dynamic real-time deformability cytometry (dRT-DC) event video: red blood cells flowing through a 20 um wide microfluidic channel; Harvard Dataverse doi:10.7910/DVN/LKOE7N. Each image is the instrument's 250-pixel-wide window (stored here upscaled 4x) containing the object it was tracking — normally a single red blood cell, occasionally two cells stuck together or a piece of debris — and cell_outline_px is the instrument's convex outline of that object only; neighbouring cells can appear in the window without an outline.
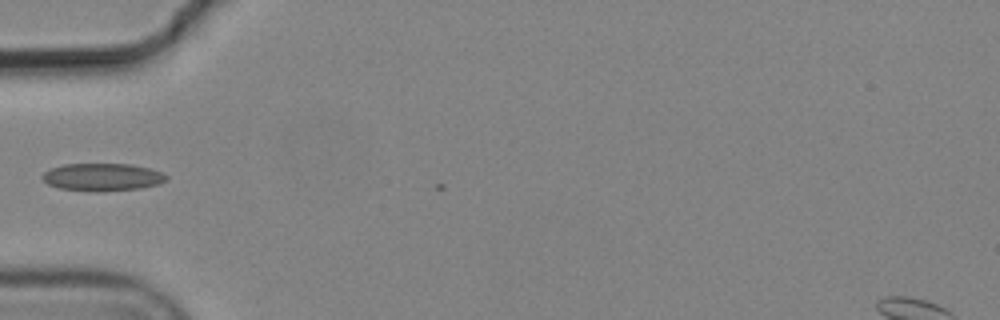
{"species": "common noctule bat (a hibernating species)", "species_latin": "Nyctalus noctula", "temperature_condition": "cold", "stored_images_in_passage": 5, "camera_frame_rate_fps": 3000, "um_per_image_px": 0.085, "animal": {"sex": "male", "body_mass_g": 19.2, "forearm_length_mm": 51.8}, "frame": {"image": 1, "passage_image": 4, "time_ms": 1.0, "image_size_px": [1000, 320], "cell_outline_px": [[168, 180], [160, 184], [140, 188], [60, 188], [48, 184], [40, 176], [44, 172], [52, 168], [64, 164], [132, 164], [152, 168], [168, 176]], "centroid_in_image_um": [8.76, 14.98], "position_along_channel_um": 76.2, "area_um2": 18.9}}